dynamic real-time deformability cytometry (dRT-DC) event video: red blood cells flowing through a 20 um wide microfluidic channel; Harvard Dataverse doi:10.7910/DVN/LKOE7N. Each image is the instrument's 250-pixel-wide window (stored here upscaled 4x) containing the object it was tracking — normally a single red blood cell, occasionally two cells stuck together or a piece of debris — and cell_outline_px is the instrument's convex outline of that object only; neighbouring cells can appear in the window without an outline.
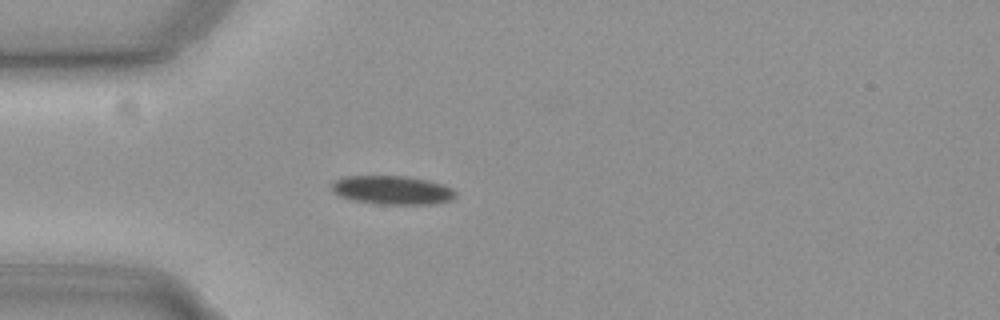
{"species": "common noctule bat (a hibernating species)", "species_latin": "Nyctalus noctula", "temperature_condition": "cold", "stored_images_in_passage": 41, "camera_frame_rate_fps": 3000, "um_per_image_px": 0.085, "animal": {"sex": "female", "body_mass_g": 19.3, "forearm_length_mm": 54.1}, "frame": {"image": 1, "passage_image": 1, "time_ms": 0.0, "image_size_px": [1000, 320], "cell_outline_px": [[456, 196], [452, 200], [436, 204], [376, 204], [352, 200], [340, 196], [332, 192], [332, 184], [336, 180], [344, 176], [404, 176], [428, 180], [444, 184], [452, 188], [456, 192]], "centroid_in_image_um": [33.37, 16.16], "position_along_channel_um": 51.6, "area_um2": 20.92}}
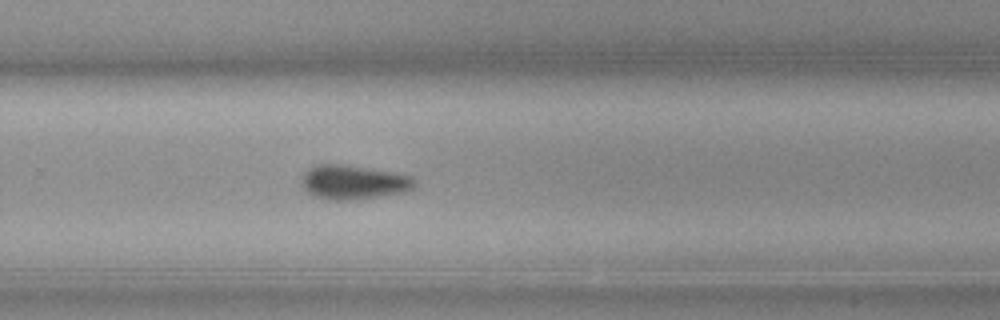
{"frame": {"image": 2, "passage_image": 22, "time_ms": 7.0, "image_size_px": [1000, 320], "cell_outline_px": [[416, 184], [412, 188], [404, 192], [360, 200], [328, 200], [312, 196], [300, 184], [300, 176], [308, 168], [316, 164], [340, 164], [396, 172], [412, 176], [416, 180]], "centroid_in_image_um": [30.01, 15.49], "position_along_channel_um": 299.8, "area_um2": 23.06}}
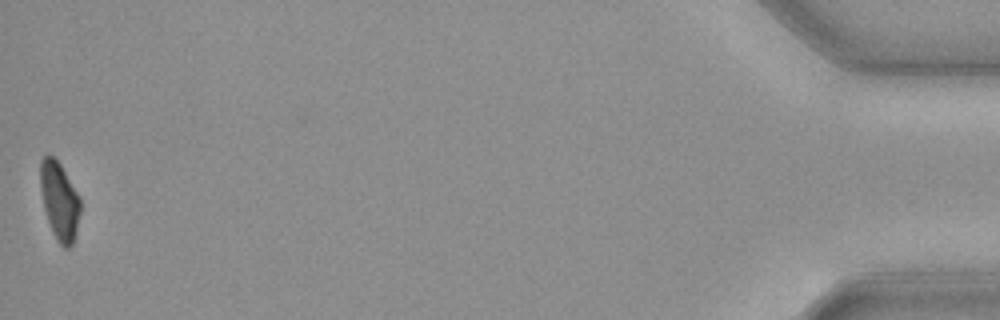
{"frame": {"image": 3, "passage_image": 41, "time_ms": 13.333, "image_size_px": [1000, 320], "cell_outline_px": [[80, 212], [76, 232], [72, 244], [68, 248], [64, 248], [56, 240], [52, 232], [44, 208], [40, 188], [40, 160], [44, 156], [52, 156], [60, 164], [80, 196]], "centroid_in_image_um": [5.05, 17.08], "position_along_channel_um": 430.1, "area_um2": 18.09}}